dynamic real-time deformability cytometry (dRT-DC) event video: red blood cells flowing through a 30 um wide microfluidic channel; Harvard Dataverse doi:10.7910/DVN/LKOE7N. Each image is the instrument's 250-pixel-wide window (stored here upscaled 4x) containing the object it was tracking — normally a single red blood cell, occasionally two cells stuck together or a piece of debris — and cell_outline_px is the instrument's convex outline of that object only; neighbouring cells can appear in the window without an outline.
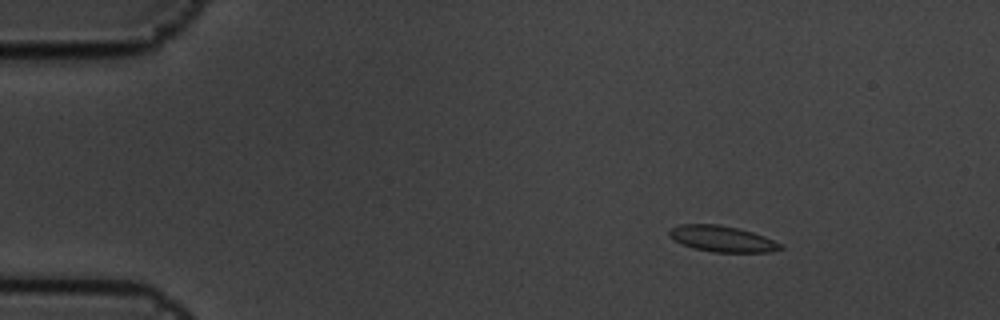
{"species": "common noctule bat (a hibernating species)", "species_latin": "Nyctalus noctula", "temperature_condition": "cold", "stored_images_in_passage": 5, "camera_frame_rate_fps": 3000, "um_per_image_px": 0.085, "animal": {"sex": "male", "body_mass_g": 19.5, "forearm_length_mm": 54.6}, "frame": {"image": 1, "passage_image": 2, "time_ms": 0.333, "image_size_px": [1000, 320], "cell_outline_px": [[784, 248], [772, 252], [712, 252], [692, 248], [668, 236], [668, 232], [672, 228], [680, 224], [720, 224], [752, 232], [764, 236], [784, 244]], "centroid_in_image_um": [61.42, 20.3], "position_along_channel_um": 23.6, "area_um2": 16.88}}
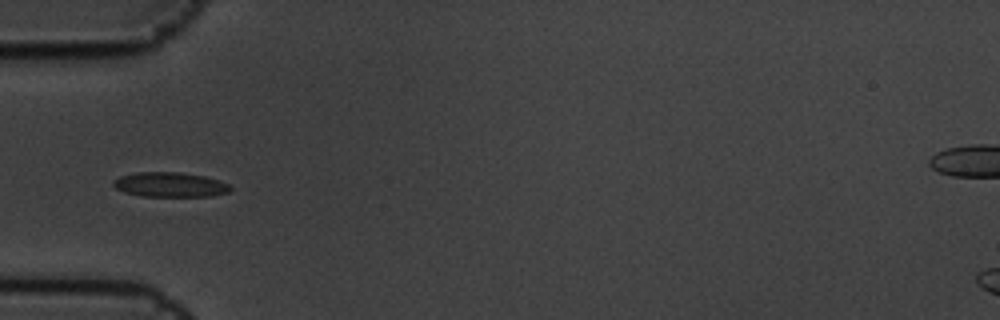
{"frame": {"image": 2, "passage_image": 5, "time_ms": 1.333, "image_size_px": [1000, 320], "cell_outline_px": [[232, 192], [212, 196], [140, 196], [124, 192], [116, 188], [112, 184], [112, 180], [120, 176], [136, 172], [176, 172], [204, 176], [228, 184], [232, 188]], "centroid_in_image_um": [14.44, 15.7], "position_along_channel_um": 70.6, "area_um2": 16.88}}